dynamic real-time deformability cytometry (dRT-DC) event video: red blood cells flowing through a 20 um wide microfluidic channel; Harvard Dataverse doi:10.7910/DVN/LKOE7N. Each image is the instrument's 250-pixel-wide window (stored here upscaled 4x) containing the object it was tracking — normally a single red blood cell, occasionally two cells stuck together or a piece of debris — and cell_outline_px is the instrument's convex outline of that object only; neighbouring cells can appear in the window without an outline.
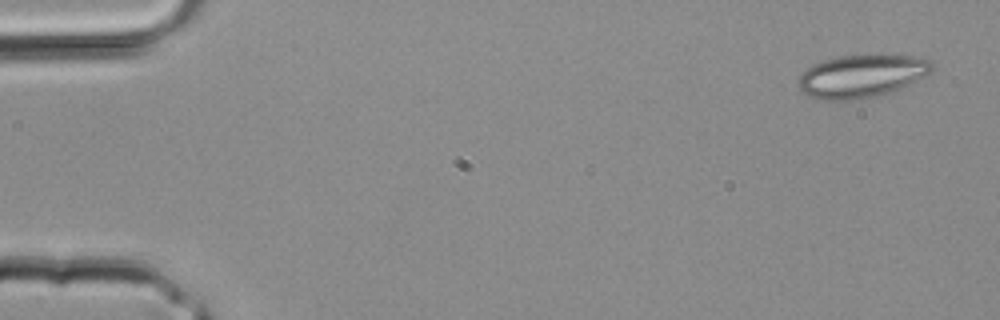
{"species": "common noctule bat (a hibernating species)", "species_latin": "Nyctalus noctula", "temperature_condition": "room temperature", "stored_images_in_passage": 3, "camera_frame_rate_fps": 3000, "um_per_image_px": 0.085, "animal": {"sex": "male", "body_mass_g": 20.4}, "frame": {"image": 1, "passage_image": 1, "time_ms": 0.0, "image_size_px": [1000, 320], "cell_outline_px": [[936, 68], [932, 72], [892, 92], [876, 96], [848, 100], [820, 100], [808, 96], [796, 84], [800, 76], [812, 64], [836, 56], [880, 52], [900, 52], [932, 60]], "centroid_in_image_um": [73.32, 6.4], "position_along_channel_um": 11.7, "area_um2": 34.68}}